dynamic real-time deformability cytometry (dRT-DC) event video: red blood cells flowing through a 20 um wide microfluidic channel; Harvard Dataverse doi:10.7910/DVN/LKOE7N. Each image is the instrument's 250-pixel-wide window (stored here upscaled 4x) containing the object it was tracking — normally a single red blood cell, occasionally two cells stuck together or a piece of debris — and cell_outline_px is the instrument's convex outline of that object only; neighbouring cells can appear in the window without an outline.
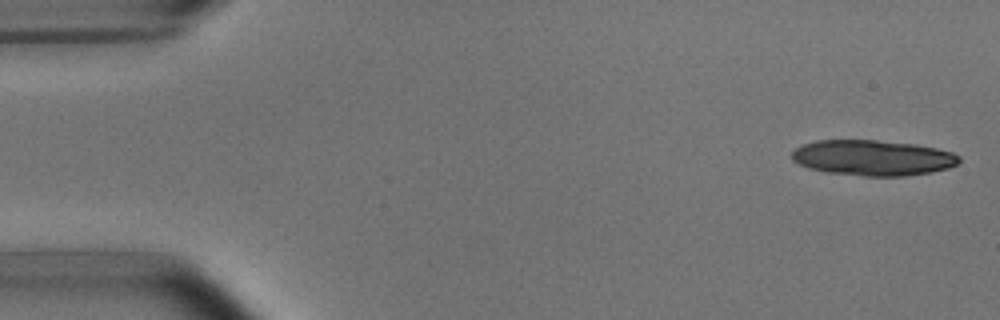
{"species": "common noctule bat (a hibernating species)", "species_latin": "Nyctalus noctula", "temperature_condition": "room temperature", "stored_images_in_passage": 5, "camera_frame_rate_fps": 3000, "um_per_image_px": 0.085, "animal": {"sex": "male", "body_mass_g": 15.6}, "frame": {"image": 1, "passage_image": 1, "time_ms": 0.0, "image_size_px": [1000, 320], "cell_outline_px": [[960, 160], [956, 164], [948, 168], [932, 172], [904, 176], [864, 176], [828, 172], [808, 168], [792, 160], [792, 152], [796, 148], [804, 144], [816, 140], [876, 140], [912, 144], [936, 148], [952, 152], [960, 156]], "centroid_in_image_um": [74.19, 13.41], "position_along_channel_um": 10.8, "area_um2": 34.51}}